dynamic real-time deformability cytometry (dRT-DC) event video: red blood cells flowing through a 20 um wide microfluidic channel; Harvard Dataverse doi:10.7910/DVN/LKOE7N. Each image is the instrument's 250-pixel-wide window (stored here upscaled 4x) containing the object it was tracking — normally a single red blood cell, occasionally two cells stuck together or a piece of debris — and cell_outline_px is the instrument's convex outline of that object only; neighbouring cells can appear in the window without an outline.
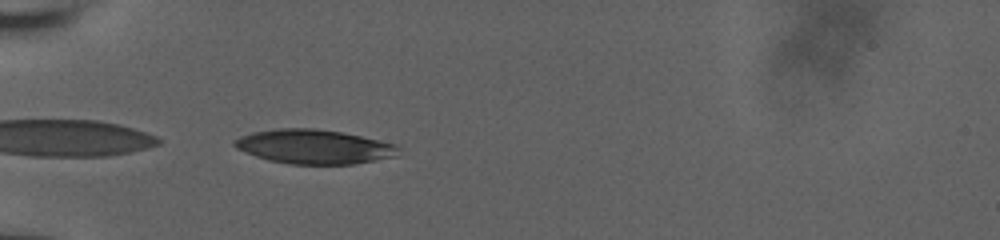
{"species": "human", "species_latin": "Homo sapiens", "temperature_condition": "room temperature", "stored_images_in_passage": 30, "camera_frame_rate_fps": 3000, "um_per_image_px": 0.085, "donor": {"sex": "male"}, "frame": {"image": 1, "passage_image": 1, "time_ms": 0.0, "image_size_px": [1000, 240], "cell_outline_px": [[400, 148], [396, 156], [376, 160], [352, 164], [292, 164], [268, 160], [244, 152], [236, 148], [232, 144], [232, 140], [240, 136], [252, 132], [280, 128], [316, 128], [340, 132], [360, 136], [396, 144]], "centroid_in_image_um": [26.66, 12.46], "position_along_channel_um": 58.3, "area_um2": 32.71}}
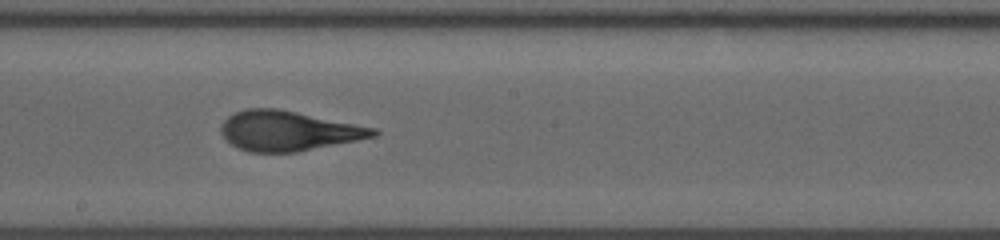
{"frame": {"image": 2, "passage_image": 15, "time_ms": 4.667, "image_size_px": [1000, 240], "cell_outline_px": [[380, 132], [376, 136], [296, 152], [248, 152], [236, 148], [220, 132], [220, 124], [232, 112], [244, 108], [276, 108], [376, 128]], "centroid_in_image_um": [24.45, 11.12], "position_along_channel_um": 223.8, "area_um2": 35.26}}
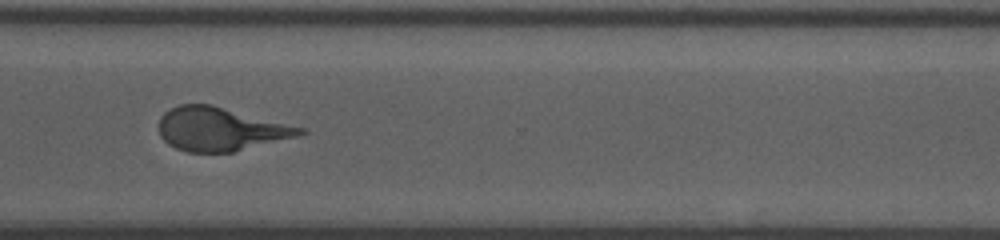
{"frame": {"image": 3, "passage_image": 25, "time_ms": 8.0, "image_size_px": [1000, 240], "cell_outline_px": [[308, 132], [296, 136], [232, 152], [188, 152], [176, 148], [168, 144], [160, 136], [160, 116], [164, 112], [180, 104], [212, 104], [304, 128]], "centroid_in_image_um": [18.7, 10.96], "position_along_channel_um": 351.9, "area_um2": 35.37}, "authors_computed_cell_mechanics": {"area_um2": 34.8823, "velocity_mm_per_s": 3.8448, "shape_relaxation_time_tau1_ms": 3.9657, "shape_relaxation_time_tau2_ms": 1.0488, "deformation_change_tau1": 0.1922, "deformation_change_tau2": 0.0928}}